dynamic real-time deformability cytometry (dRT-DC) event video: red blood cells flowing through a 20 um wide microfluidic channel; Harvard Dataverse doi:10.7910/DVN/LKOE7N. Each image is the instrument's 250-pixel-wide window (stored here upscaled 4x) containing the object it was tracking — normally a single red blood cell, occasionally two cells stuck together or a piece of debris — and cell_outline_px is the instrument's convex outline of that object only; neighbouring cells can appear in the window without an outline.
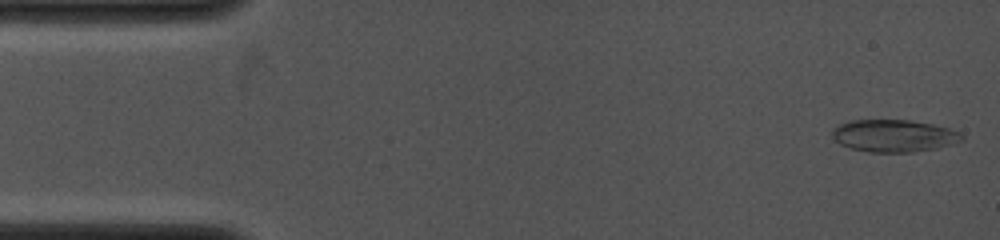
{"species": "common noctule bat (a hibernating species)", "species_latin": "Nyctalus noctula", "temperature_condition": "cold", "stored_images_in_passage": 8, "camera_frame_rate_fps": 4000, "um_per_image_px": 0.085, "animal": {"sex": "female", "body_mass_g": 19.0, "forearm_length_mm": 53.3}, "frame": {"image": 1, "passage_image": 1, "time_ms": 0.0, "image_size_px": [1000, 240], "cell_outline_px": [[964, 140], [952, 144], [936, 148], [912, 152], [868, 152], [852, 148], [840, 144], [832, 136], [832, 128], [840, 124], [852, 120], [908, 120], [932, 124], [948, 128], [960, 132], [964, 136]], "centroid_in_image_um": [75.99, 11.54], "position_along_channel_um": 9.0, "area_um2": 24.33}}